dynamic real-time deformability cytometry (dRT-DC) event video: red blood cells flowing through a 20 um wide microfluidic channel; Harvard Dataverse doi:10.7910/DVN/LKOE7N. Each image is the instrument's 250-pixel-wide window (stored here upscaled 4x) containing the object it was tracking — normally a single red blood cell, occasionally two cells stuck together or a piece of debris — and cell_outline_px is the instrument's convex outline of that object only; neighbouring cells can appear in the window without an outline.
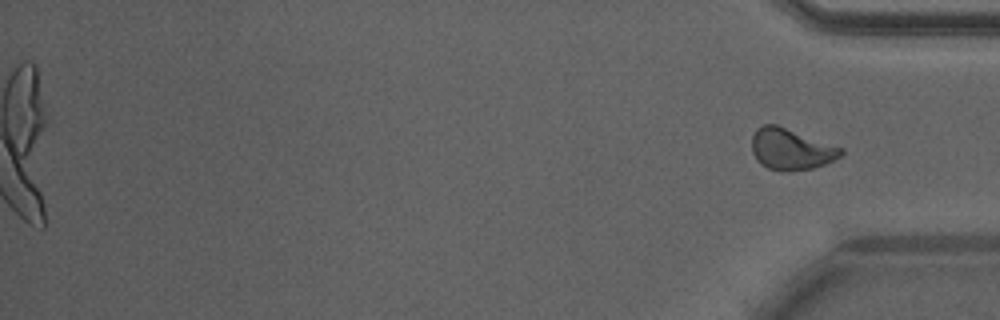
{"species": "Egyptian fruit bat (a non-hibernating species)", "species_latin": "Rousettus aegyptiacus", "temperature_condition": "warm", "stored_images_in_passage": 38, "camera_frame_rate_fps": 3000, "um_per_image_px": 0.085, "animal": {"sex": "male"}, "frame": {"image": 1, "passage_image": 38, "time_ms": 12.333, "image_size_px": [1000, 320], "cell_outline_px": [[844, 152], [840, 156], [824, 164], [812, 168], [788, 172], [784, 172], [768, 168], [760, 164], [756, 160], [752, 152], [752, 136], [756, 128], [764, 124], [776, 124], [844, 148]], "centroid_in_image_um": [67.21, 12.68], "position_along_channel_um": 368.0, "area_um2": 21.56}}